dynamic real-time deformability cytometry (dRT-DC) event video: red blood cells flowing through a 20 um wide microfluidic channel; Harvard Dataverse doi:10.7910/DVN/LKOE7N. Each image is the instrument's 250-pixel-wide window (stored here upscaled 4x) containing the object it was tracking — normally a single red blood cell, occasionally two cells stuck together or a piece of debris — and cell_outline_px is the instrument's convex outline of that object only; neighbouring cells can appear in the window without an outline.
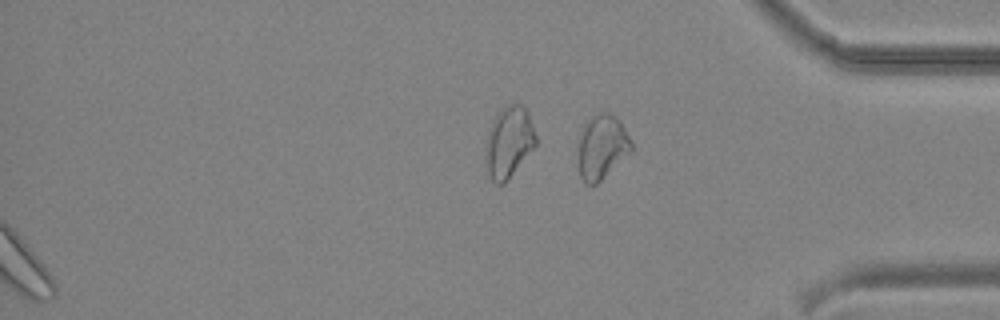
{"species": "common noctule bat (a hibernating species)", "species_latin": "Nyctalus noctula", "temperature_condition": "cold", "stored_images_in_passage": 39, "segment_of_instrument_passage": [2, 2], "camera_frame_rate_fps": 3000, "um_per_image_px": 0.085, "animal": {"sex": "male", "body_mass_g": 19.2, "forearm_length_mm": 51.8}, "frame": {"image": 1, "passage_image": 39, "time_ms": 12.667, "image_size_px": [1000, 320], "cell_outline_px": [[632, 152], [596, 184], [584, 184], [580, 176], [580, 132], [588, 116], [596, 112], [608, 112], [620, 120], [632, 144]], "centroid_in_image_um": [51.18, 12.45], "position_along_channel_um": 384.0, "area_um2": 19.88}}